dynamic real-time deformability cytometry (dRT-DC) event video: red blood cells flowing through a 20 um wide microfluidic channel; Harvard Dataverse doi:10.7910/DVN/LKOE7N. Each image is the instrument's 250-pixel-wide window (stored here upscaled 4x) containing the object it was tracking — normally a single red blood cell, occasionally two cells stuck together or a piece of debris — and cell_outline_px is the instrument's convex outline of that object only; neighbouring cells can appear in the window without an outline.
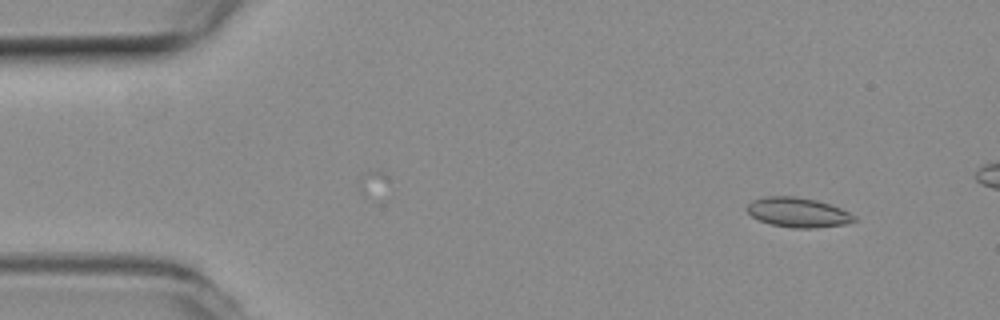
{"species": "common noctule bat (a hibernating species)", "species_latin": "Nyctalus noctula", "temperature_condition": "room temperature", "stored_images_in_passage": 6, "camera_frame_rate_fps": 3000, "um_per_image_px": 0.085, "animal": {"sex": "female", "body_mass_g": 19.3, "forearm_length_mm": 54.1}, "frame": {"image": 1, "passage_image": 2, "time_ms": 0.333, "image_size_px": [1000, 320], "cell_outline_px": [[856, 220], [844, 224], [812, 228], [792, 228], [772, 224], [760, 220], [752, 216], [744, 208], [752, 200], [764, 196], [796, 196], [816, 200], [840, 208], [856, 216]], "centroid_in_image_um": [67.79, 18.04], "position_along_channel_um": 17.2, "area_um2": 18.44}}